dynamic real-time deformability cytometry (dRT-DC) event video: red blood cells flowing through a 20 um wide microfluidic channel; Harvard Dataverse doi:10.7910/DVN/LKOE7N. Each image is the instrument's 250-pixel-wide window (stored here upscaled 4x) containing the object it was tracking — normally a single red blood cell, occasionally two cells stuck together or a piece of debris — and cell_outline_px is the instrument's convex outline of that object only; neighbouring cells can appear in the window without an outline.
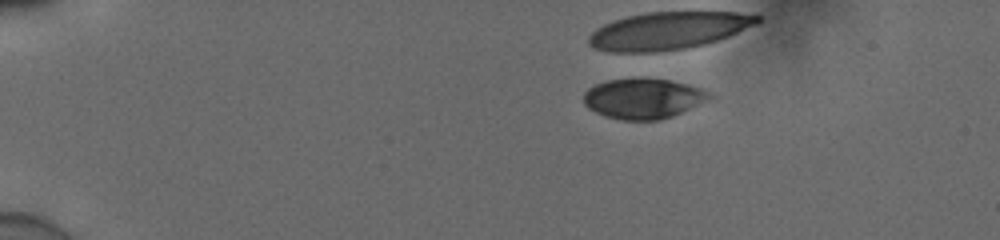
{"species": "human", "species_latin": "Homo sapiens", "temperature_condition": "cold", "stored_images_in_passage": 40, "camera_frame_rate_fps": 3000, "um_per_image_px": 0.085, "donor": {"sex": "male"}, "frame": {"image": 1, "passage_image": 2, "time_ms": 0.333, "image_size_px": [1000, 240], "cell_outline_px": [[716, 96], [672, 116], [660, 120], [620, 120], [596, 112], [588, 108], [584, 104], [584, 92], [588, 88], [596, 84], [608, 80], [668, 80], [688, 84], [704, 88], [712, 92]], "centroid_in_image_um": [54.71, 8.39], "position_along_channel_um": 30.3, "area_um2": 29.07}}